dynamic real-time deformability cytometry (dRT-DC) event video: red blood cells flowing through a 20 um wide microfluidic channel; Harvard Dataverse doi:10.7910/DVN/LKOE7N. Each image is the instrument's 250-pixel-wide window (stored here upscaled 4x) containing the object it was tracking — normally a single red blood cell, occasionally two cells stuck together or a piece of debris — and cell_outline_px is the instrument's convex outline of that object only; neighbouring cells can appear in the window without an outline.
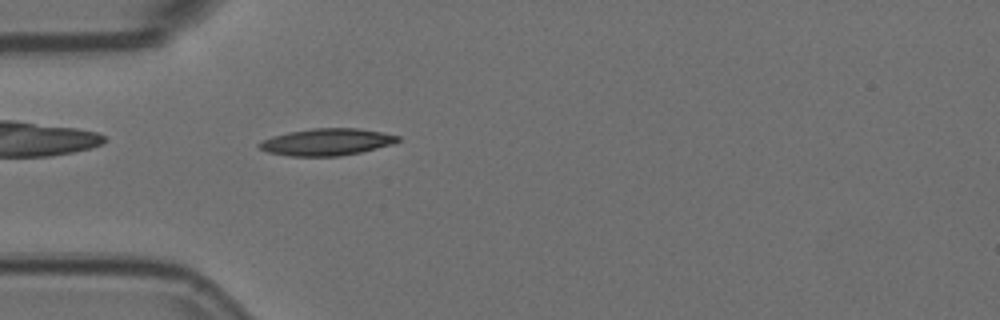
{"species": "Egyptian fruit bat (a non-hibernating species)", "species_latin": "Rousettus aegyptiacus", "temperature_condition": "room temperature", "stored_images_in_passage": 1, "camera_frame_rate_fps": 3000, "um_per_image_px": 0.085, "animal": {"sex": "female"}, "frame": {"image": 1, "passage_image": 1, "time_ms": 0.0, "image_size_px": [1000, 320], "cell_outline_px": [[400, 140], [392, 144], [360, 152], [340, 156], [288, 156], [268, 152], [260, 148], [256, 144], [272, 136], [288, 132], [312, 128], [356, 128], [384, 132], [400, 136]], "centroid_in_image_um": [27.77, 12.06], "position_along_channel_um": 57.2, "area_um2": 21.73}}